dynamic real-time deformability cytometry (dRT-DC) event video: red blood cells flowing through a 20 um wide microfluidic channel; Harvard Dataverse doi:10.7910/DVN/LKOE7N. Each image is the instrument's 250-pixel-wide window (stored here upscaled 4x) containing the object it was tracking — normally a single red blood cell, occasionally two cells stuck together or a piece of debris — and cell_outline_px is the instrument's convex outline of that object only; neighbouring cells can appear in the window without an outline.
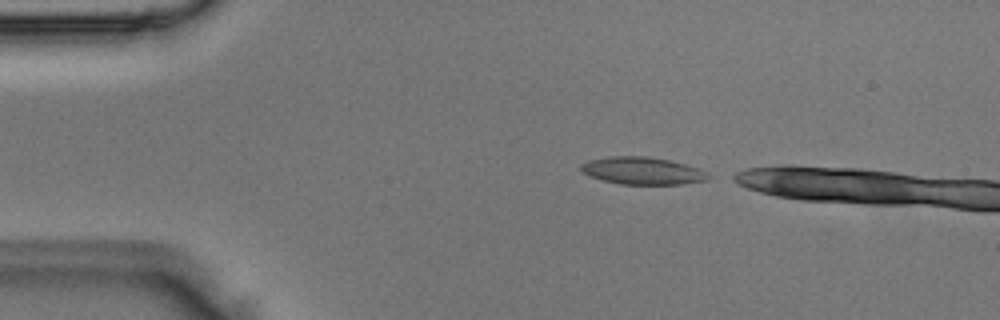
{"species": "Egyptian fruit bat (a non-hibernating species)", "species_latin": "Rousettus aegyptiacus", "temperature_condition": "room temperature", "stored_images_in_passage": 2, "camera_frame_rate_fps": 3000, "um_per_image_px": 0.085, "animal": {"sex": "male"}, "frame": {"image": 1, "passage_image": 1, "time_ms": 0.0, "image_size_px": [1000, 320], "cell_outline_px": [[716, 176], [708, 180], [680, 184], [620, 184], [600, 180], [588, 176], [580, 168], [580, 164], [588, 160], [608, 156], [644, 156], [668, 160], [684, 164], [708, 172]], "centroid_in_image_um": [54.61, 14.52], "position_along_channel_um": 30.4, "area_um2": 20.46}}